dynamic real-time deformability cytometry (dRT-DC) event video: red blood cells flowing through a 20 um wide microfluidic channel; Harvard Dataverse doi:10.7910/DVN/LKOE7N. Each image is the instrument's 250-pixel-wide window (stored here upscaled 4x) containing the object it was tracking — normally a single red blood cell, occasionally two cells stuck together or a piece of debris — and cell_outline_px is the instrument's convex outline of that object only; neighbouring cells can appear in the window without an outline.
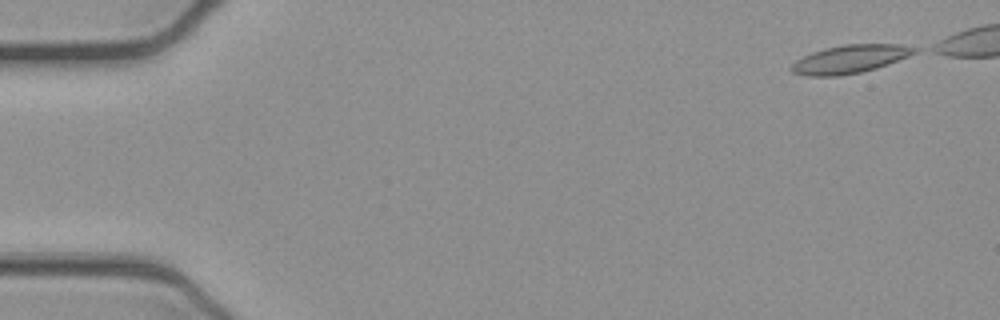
{"species": "common noctule bat (a hibernating species)", "species_latin": "Nyctalus noctula", "temperature_condition": "cold", "stored_images_in_passage": 43, "camera_frame_rate_fps": 3000, "um_per_image_px": 0.085, "animal": {"sex": "female", "body_mass_g": 21.9}, "frame": {"image": 1, "passage_image": 1, "time_ms": 0.0, "image_size_px": [1000, 320], "cell_outline_px": [[920, 48], [916, 52], [908, 56], [888, 64], [876, 68], [860, 72], [840, 76], [804, 76], [792, 72], [788, 68], [796, 60], [812, 52], [824, 48], [844, 44], [900, 44]], "centroid_in_image_um": [72.22, 5.02], "position_along_channel_um": 12.8, "area_um2": 20.35}}
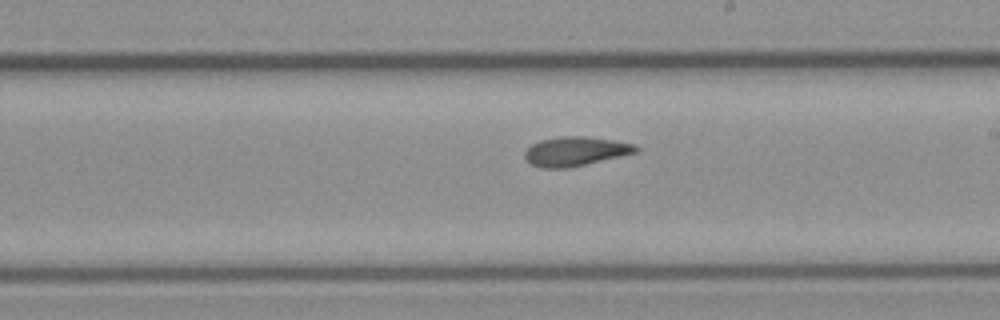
{"frame": {"image": 2, "passage_image": 28, "time_ms": 9.0, "image_size_px": [1000, 320], "cell_outline_px": [[640, 148], [636, 152], [620, 156], [568, 168], [540, 168], [532, 164], [524, 156], [524, 152], [532, 144], [540, 140], [564, 136], [584, 136], [612, 140], [636, 144]], "centroid_in_image_um": [48.91, 12.86], "position_along_channel_um": 240.1, "area_um2": 18.73}}
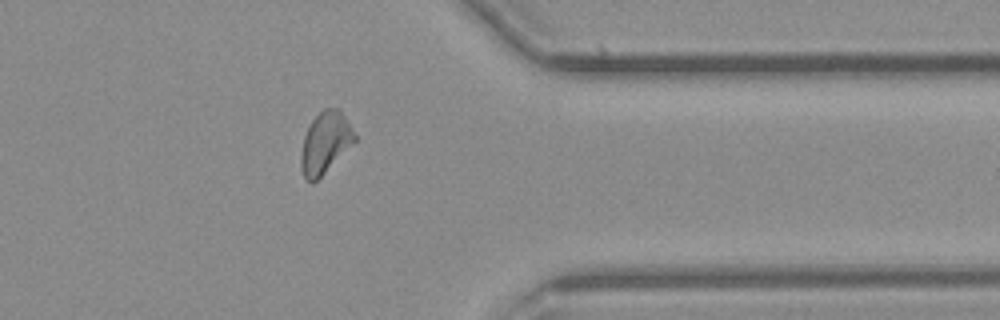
{"frame": {"image": 3, "passage_image": 40, "time_ms": 13.0, "image_size_px": [1000, 320], "cell_outline_px": [[356, 140], [312, 184], [304, 176], [300, 164], [300, 152], [304, 136], [312, 120], [324, 108], [340, 108], [356, 136]], "centroid_in_image_um": [27.62, 12.11], "position_along_channel_um": 383.8, "area_um2": 18.79}}